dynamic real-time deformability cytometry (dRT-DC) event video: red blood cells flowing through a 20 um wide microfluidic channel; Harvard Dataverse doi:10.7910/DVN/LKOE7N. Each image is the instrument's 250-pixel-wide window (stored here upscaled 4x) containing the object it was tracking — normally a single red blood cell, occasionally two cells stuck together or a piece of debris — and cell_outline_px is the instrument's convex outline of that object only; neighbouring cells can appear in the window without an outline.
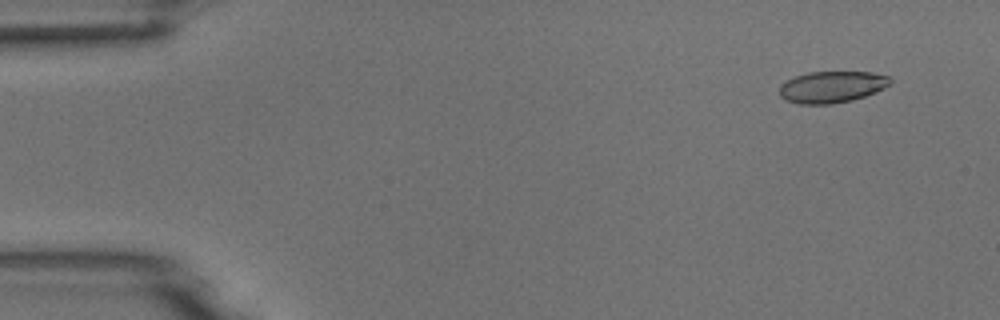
{"species": "common noctule bat (a hibernating species)", "species_latin": "Nyctalus noctula", "temperature_condition": "room temperature", "stored_images_in_passage": 4, "camera_frame_rate_fps": 3000, "um_per_image_px": 0.085, "animal": {"sex": "male", "body_mass_g": 18.8}, "frame": {"image": 1, "passage_image": 1, "time_ms": 0.0, "image_size_px": [1000, 320], "cell_outline_px": [[892, 84], [876, 92], [852, 100], [832, 104], [800, 104], [784, 100], [780, 96], [780, 84], [796, 76], [808, 72], [872, 72], [888, 76], [892, 80]], "centroid_in_image_um": [70.72, 7.39], "position_along_channel_um": 14.3, "area_um2": 20.46}}
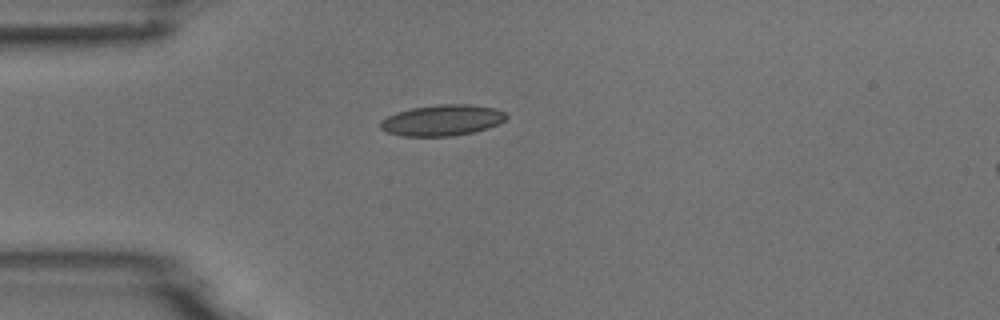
{"frame": {"image": 2, "passage_image": 4, "time_ms": 3.333, "image_size_px": [1000, 320], "cell_outline_px": [[508, 116], [504, 120], [488, 128], [472, 132], [452, 136], [404, 136], [388, 132], [380, 128], [380, 120], [396, 112], [412, 108], [440, 104], [468, 104], [492, 108], [504, 112]], "centroid_in_image_um": [37.56, 10.22], "position_along_channel_um": 47.4, "area_um2": 22.48}}